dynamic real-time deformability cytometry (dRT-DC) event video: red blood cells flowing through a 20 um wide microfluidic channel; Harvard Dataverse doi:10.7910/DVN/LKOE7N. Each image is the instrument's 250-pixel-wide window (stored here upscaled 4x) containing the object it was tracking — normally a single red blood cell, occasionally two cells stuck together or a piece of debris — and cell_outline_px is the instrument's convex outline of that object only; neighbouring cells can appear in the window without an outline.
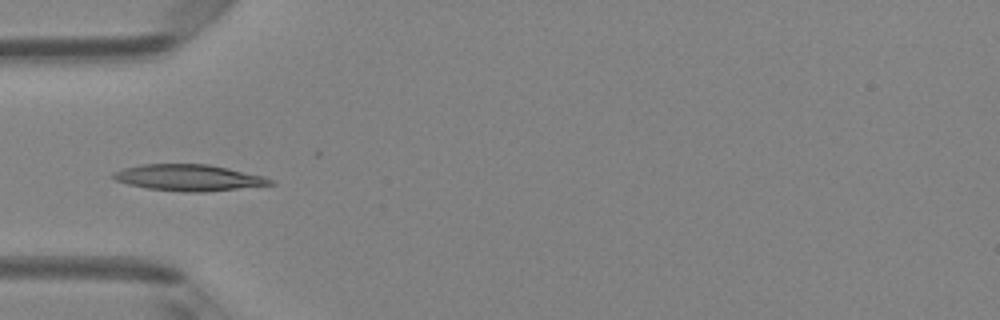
{"species": "Egyptian fruit bat (a non-hibernating species)", "species_latin": "Rousettus aegyptiacus", "temperature_condition": "room temperature", "stored_images_in_passage": 6, "camera_frame_rate_fps": 3000, "um_per_image_px": 0.085, "animal": {"sex": "female"}, "frame": {"image": 1, "passage_image": 5, "time_ms": 1.333, "image_size_px": [1000, 320], "cell_outline_px": [[276, 184], [204, 192], [184, 192], [148, 188], [128, 184], [116, 180], [108, 176], [112, 172], [124, 168], [140, 164], [208, 164], [228, 168], [264, 176], [272, 180]], "centroid_in_image_um": [16.01, 15.1], "position_along_channel_um": 69.0, "area_um2": 24.1}}
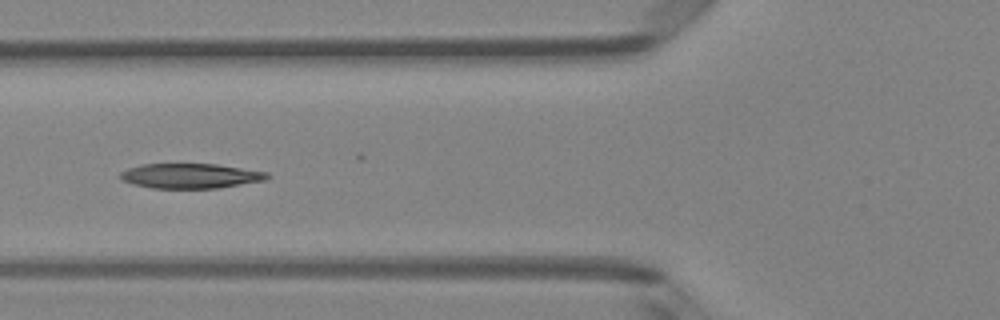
{"frame": {"image": 2, "passage_image": 6, "time_ms": 1.667, "image_size_px": [1000, 320], "cell_outline_px": [[272, 176], [264, 180], [216, 188], [152, 188], [132, 184], [124, 180], [120, 176], [120, 172], [128, 168], [140, 164], [216, 164], [268, 172]], "centroid_in_image_um": [16.18, 14.94], "position_along_channel_um": 109.6, "area_um2": 21.15}}